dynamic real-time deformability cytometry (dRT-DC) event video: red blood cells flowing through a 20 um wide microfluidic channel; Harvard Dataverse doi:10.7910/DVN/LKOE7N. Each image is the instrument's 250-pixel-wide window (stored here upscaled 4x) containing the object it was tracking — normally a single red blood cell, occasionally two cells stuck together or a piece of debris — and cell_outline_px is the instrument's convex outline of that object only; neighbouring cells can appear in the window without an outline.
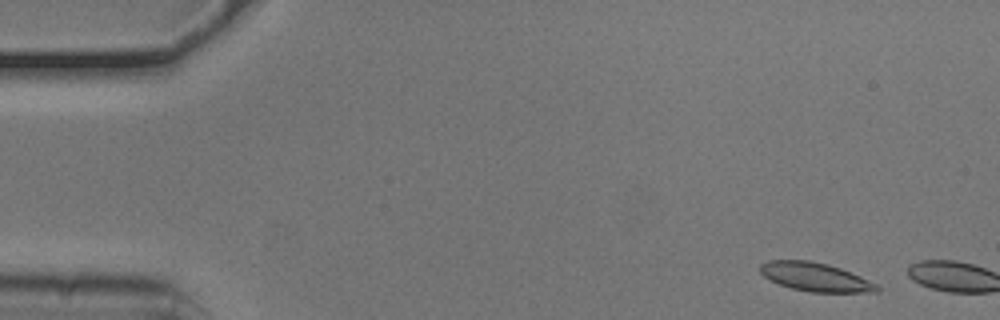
{"species": "common noctule bat (a hibernating species)", "species_latin": "Nyctalus noctula", "temperature_condition": "cold", "stored_images_in_passage": 5, "camera_frame_rate_fps": 3000, "um_per_image_px": 0.085, "animal": {"sex": "male", "body_mass_g": 20.5, "forearm_length_mm": 52.5}, "frame": {"image": 1, "passage_image": 3, "time_ms": 0.667, "image_size_px": [1000, 320], "cell_outline_px": [[880, 292], [812, 292], [792, 288], [780, 284], [764, 276], [760, 272], [760, 264], [768, 260], [808, 260], [828, 264], [840, 268], [860, 276], [876, 284], [880, 288]], "centroid_in_image_um": [69.31, 23.54], "position_along_channel_um": 15.7, "area_um2": 19.31}}